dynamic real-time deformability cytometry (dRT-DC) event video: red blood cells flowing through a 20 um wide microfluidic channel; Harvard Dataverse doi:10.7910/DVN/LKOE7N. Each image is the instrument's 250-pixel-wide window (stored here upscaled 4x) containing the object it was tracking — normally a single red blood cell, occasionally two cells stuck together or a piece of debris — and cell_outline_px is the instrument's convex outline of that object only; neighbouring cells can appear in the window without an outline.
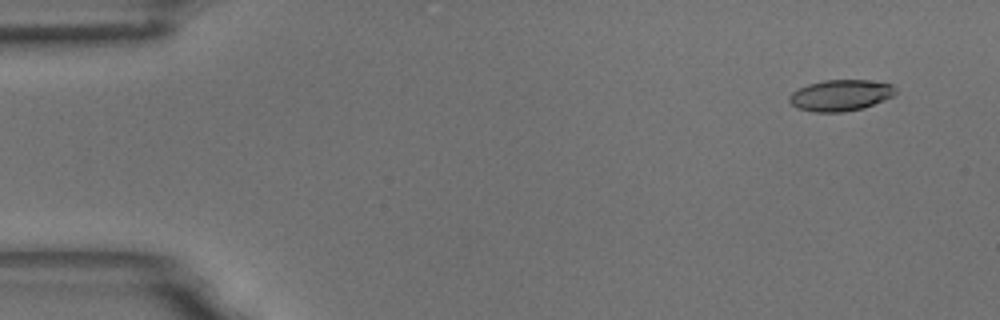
{"species": "common noctule bat (a hibernating species)", "species_latin": "Nyctalus noctula", "temperature_condition": "room temperature", "stored_images_in_passage": 4, "camera_frame_rate_fps": 3000, "um_per_image_px": 0.085, "animal": {"sex": "male", "body_mass_g": 18.8}, "frame": {"image": 1, "passage_image": 1, "time_ms": 0.0, "image_size_px": [1000, 320], "cell_outline_px": [[896, 92], [892, 96], [884, 100], [864, 108], [844, 112], [816, 112], [796, 108], [788, 100], [788, 96], [796, 88], [808, 84], [824, 80], [868, 80], [892, 84], [896, 88]], "centroid_in_image_um": [71.42, 8.1], "position_along_channel_um": 13.6, "area_um2": 19.48}}
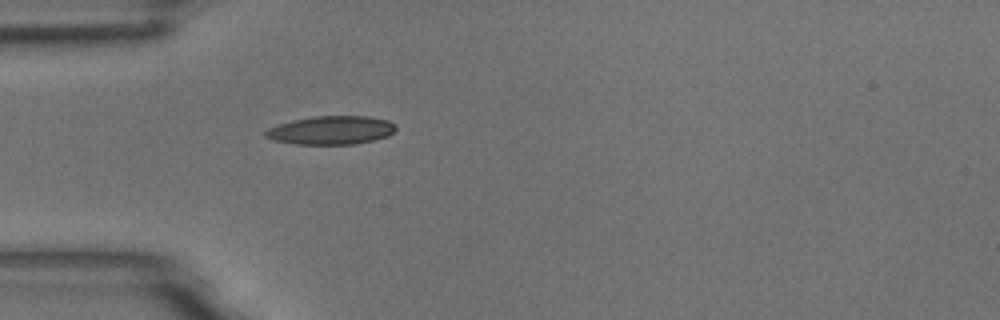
{"frame": {"image": 2, "passage_image": 4, "time_ms": 1.0, "image_size_px": [1000, 320], "cell_outline_px": [[396, 132], [388, 136], [372, 140], [352, 144], [296, 144], [272, 140], [264, 136], [264, 132], [268, 128], [292, 120], [312, 116], [368, 116], [388, 120], [396, 124]], "centroid_in_image_um": [28.16, 11.06], "position_along_channel_um": 56.8, "area_um2": 21.73}}